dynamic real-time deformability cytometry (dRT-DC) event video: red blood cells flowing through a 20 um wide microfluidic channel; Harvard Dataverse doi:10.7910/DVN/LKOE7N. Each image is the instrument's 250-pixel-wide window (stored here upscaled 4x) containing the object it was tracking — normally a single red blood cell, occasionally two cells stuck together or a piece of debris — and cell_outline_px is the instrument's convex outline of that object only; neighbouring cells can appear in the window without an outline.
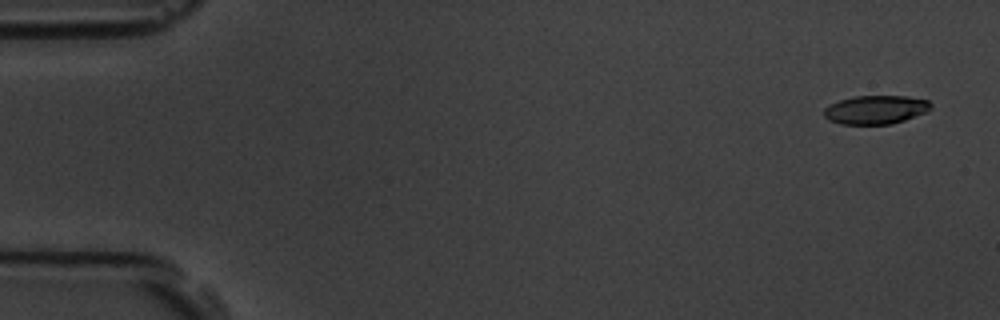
{"species": "common noctule bat (a hibernating species)", "species_latin": "Nyctalus noctula", "temperature_condition": "room temperature", "stored_images_in_passage": 5, "camera_frame_rate_fps": 3000, "um_per_image_px": 0.085, "animal": {"sex": "male", "body_mass_g": 19.5, "forearm_length_mm": 54.6}, "frame": {"image": 1, "passage_image": 1, "time_ms": 0.0, "image_size_px": [1000, 320], "cell_outline_px": [[932, 108], [928, 112], [892, 124], [840, 124], [828, 120], [824, 116], [824, 108], [828, 104], [852, 96], [908, 96], [928, 100], [932, 104]], "centroid_in_image_um": [74.44, 9.32], "position_along_channel_um": 10.6, "area_um2": 18.09}}
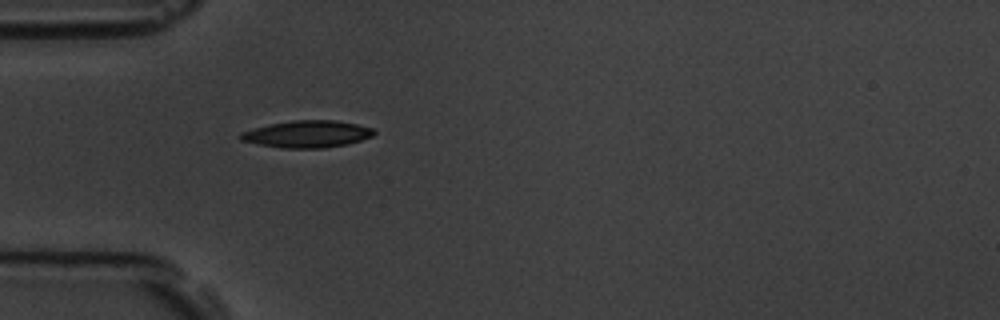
{"frame": {"image": 2, "passage_image": 5, "time_ms": 4.667, "image_size_px": [1000, 320], "cell_outline_px": [[376, 132], [372, 136], [348, 144], [324, 148], [280, 148], [240, 140], [236, 136], [240, 132], [272, 124], [292, 120], [332, 120], [356, 124], [372, 128]], "centroid_in_image_um": [26.1, 11.4], "position_along_channel_um": 58.9, "area_um2": 20.87}}